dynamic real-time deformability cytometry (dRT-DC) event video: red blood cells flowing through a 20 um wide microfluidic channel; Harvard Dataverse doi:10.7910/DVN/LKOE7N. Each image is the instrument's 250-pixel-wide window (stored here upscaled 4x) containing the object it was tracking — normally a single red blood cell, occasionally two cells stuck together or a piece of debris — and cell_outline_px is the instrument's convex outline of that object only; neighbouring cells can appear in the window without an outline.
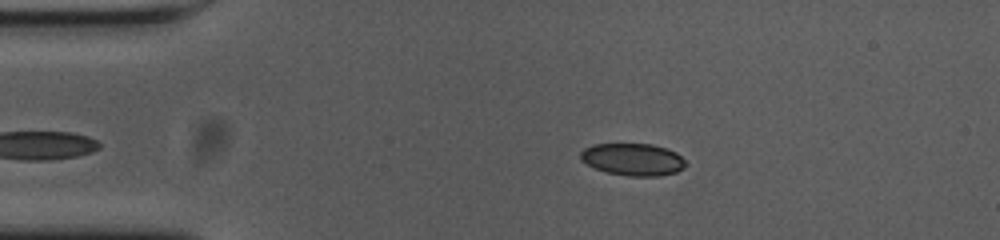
{"species": "common noctule bat (a hibernating species)", "species_latin": "Nyctalus noctula", "temperature_condition": "cold", "stored_images_in_passage": 41, "camera_frame_rate_fps": 3000, "um_per_image_px": 0.085, "animal": {"sex": "female", "body_mass_g": 23.0, "forearm_length_mm": 53.4}, "frame": {"image": 1, "passage_image": 3, "time_ms": 0.667, "image_size_px": [1000, 240], "cell_outline_px": [[688, 164], [684, 168], [676, 172], [656, 176], [628, 176], [608, 172], [596, 168], [580, 160], [580, 152], [584, 148], [596, 144], [652, 144], [676, 152]], "centroid_in_image_um": [53.8, 13.55], "position_along_channel_um": 31.2, "area_um2": 19.59}}
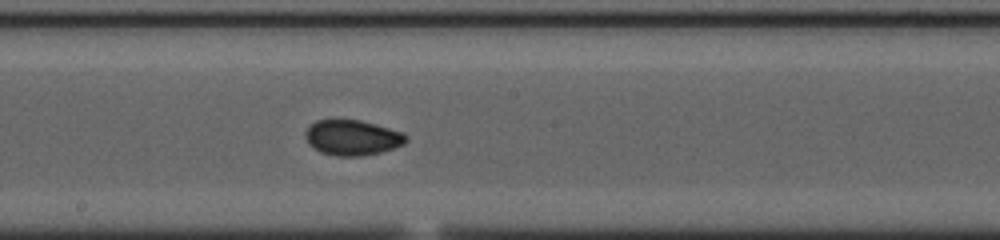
{"frame": {"image": 2, "passage_image": 22, "time_ms": 7.0, "image_size_px": [1000, 240], "cell_outline_px": [[408, 140], [404, 144], [380, 152], [360, 156], [336, 156], [320, 152], [308, 144], [304, 136], [304, 132], [316, 120], [360, 120], [376, 124], [400, 132], [408, 136]], "centroid_in_image_um": [29.92, 11.7], "position_along_channel_um": 218.3, "area_um2": 20.63}}
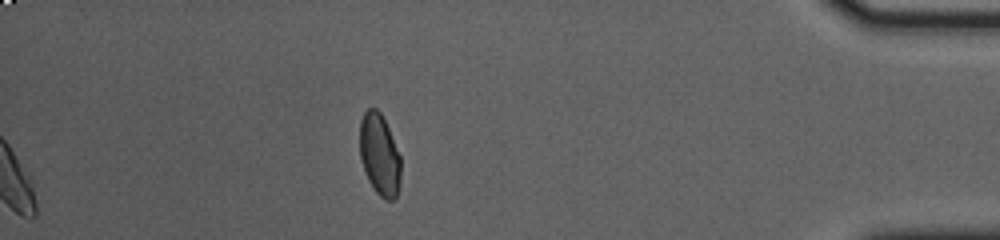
{"frame": {"image": 3, "passage_image": 41, "time_ms": 13.333, "image_size_px": [1000, 240], "cell_outline_px": [[400, 184], [396, 196], [392, 200], [384, 200], [376, 192], [368, 180], [360, 156], [360, 120], [364, 112], [368, 108], [376, 108], [380, 112], [388, 128], [400, 156]], "centroid_in_image_um": [32.25, 13.16], "position_along_channel_um": 402.9, "area_um2": 19.36}, "authors_computed_cell_mechanics": {"area_um2": 20.1144, "velocity_mm_per_s": 3.6773, "shape_relaxation_time_tau1_ms": 5.7231, "shape_relaxation_time_tau2_ms": 1.2005, "deformation_change_tau1": 0.1174, "deformation_change_tau2": 0.0457}}